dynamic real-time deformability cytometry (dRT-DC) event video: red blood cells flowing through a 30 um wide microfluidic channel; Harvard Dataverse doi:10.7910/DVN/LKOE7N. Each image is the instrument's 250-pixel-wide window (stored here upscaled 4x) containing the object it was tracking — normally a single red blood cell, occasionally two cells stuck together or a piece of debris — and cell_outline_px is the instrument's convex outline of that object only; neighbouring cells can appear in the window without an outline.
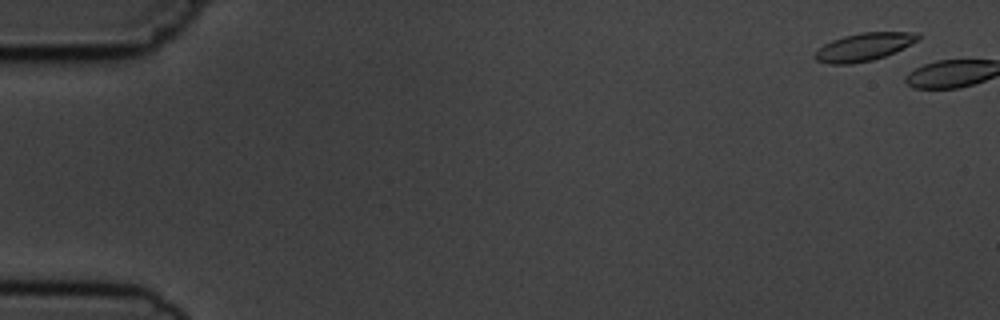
{"species": "common noctule bat (a hibernating species)", "species_latin": "Nyctalus noctula", "temperature_condition": "cold", "stored_images_in_passage": 2, "camera_frame_rate_fps": 3000, "um_per_image_px": 0.085, "animal": {"sex": "male", "body_mass_g": 19.5, "forearm_length_mm": 54.6}, "frame": {"image": 1, "passage_image": 1, "time_ms": 0.0, "image_size_px": [1000, 320], "cell_outline_px": [[920, 36], [916, 40], [884, 56], [872, 60], [852, 64], [828, 64], [816, 60], [812, 56], [824, 44], [832, 40], [844, 36], [860, 32], [916, 32]], "centroid_in_image_um": [73.35, 3.99], "position_along_channel_um": 11.7, "area_um2": 16.42}}